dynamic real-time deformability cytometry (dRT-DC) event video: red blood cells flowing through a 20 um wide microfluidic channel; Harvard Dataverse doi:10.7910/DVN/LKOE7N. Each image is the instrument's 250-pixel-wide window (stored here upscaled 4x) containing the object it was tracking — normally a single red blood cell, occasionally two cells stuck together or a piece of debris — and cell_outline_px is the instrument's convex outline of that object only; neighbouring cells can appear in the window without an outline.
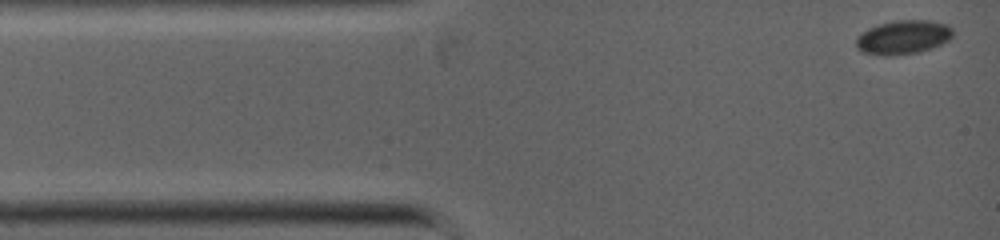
{"species": "common noctule bat (a hibernating species)", "species_latin": "Nyctalus noctula", "temperature_condition": "warm", "stored_images_in_passage": 9, "camera_frame_rate_fps": 5000, "um_per_image_px": 0.085, "animal": {"sex": "female", "body_mass_g": 19.0, "forearm_length_mm": 53.3}, "frame": {"image": 1, "passage_image": 1, "time_ms": 0.0, "image_size_px": [1000, 240], "cell_outline_px": [[952, 36], [948, 40], [932, 48], [920, 52], [888, 56], [884, 56], [864, 52], [856, 44], [856, 36], [868, 28], [880, 24], [896, 20], [928, 20], [948, 24], [952, 28]], "centroid_in_image_um": [76.78, 3.16], "position_along_channel_um": 8.2, "area_um2": 19.07}}
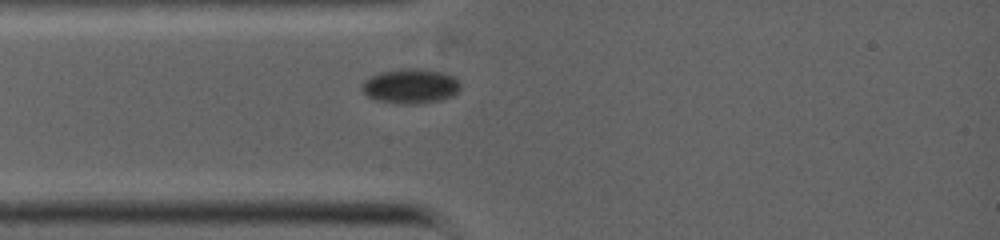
{"frame": {"image": 2, "passage_image": 6, "time_ms": 2.4, "image_size_px": [1000, 240], "cell_outline_px": [[460, 88], [452, 96], [440, 100], [416, 104], [396, 104], [376, 100], [368, 96], [360, 88], [364, 80], [380, 72], [404, 68], [424, 68], [444, 72], [452, 76], [460, 84]], "centroid_in_image_um": [34.88, 7.32], "position_along_channel_um": 50.1, "area_um2": 20.06}}